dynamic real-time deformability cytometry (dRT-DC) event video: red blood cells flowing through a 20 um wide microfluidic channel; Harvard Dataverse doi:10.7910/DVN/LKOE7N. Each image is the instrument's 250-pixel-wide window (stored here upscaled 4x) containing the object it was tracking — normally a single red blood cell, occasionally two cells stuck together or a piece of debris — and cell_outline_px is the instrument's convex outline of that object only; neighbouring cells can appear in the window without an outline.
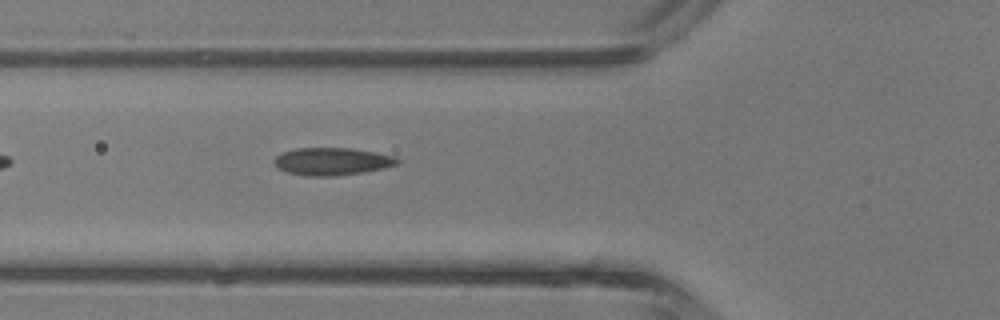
{"species": "common noctule bat (a hibernating species)", "species_latin": "Nyctalus noctula", "temperature_condition": "room temperature", "stored_images_in_passage": 4, "camera_frame_rate_fps": 3000, "um_per_image_px": 0.085, "animal": {"sex": "male", "body_mass_g": 13.3}, "frame": {"image": 1, "passage_image": 4, "time_ms": 3.333, "image_size_px": [1000, 320], "cell_outline_px": [[400, 164], [384, 168], [364, 172], [336, 176], [304, 176], [288, 172], [276, 168], [272, 160], [276, 156], [284, 152], [296, 148], [352, 148], [376, 152], [396, 156], [400, 160]], "centroid_in_image_um": [28.24, 13.72], "position_along_channel_um": 97.6, "area_um2": 20.06}}